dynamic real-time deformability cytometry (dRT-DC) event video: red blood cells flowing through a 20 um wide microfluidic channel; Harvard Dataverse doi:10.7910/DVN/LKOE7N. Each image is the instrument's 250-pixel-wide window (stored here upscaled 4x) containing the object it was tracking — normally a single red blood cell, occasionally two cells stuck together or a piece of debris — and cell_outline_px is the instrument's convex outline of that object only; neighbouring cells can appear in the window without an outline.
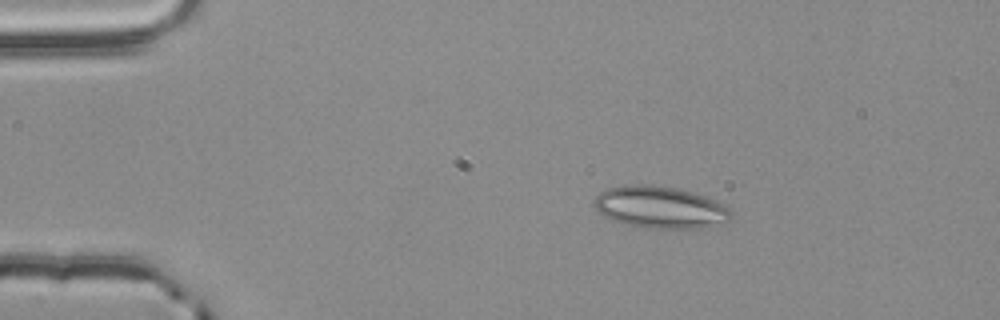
{"species": "common noctule bat (a hibernating species)", "species_latin": "Nyctalus noctula", "temperature_condition": "room temperature", "stored_images_in_passage": 51, "camera_frame_rate_fps": 3000, "um_per_image_px": 0.085, "animal": {"sex": "male", "body_mass_g": 20.4}, "frame": {"image": 1, "passage_image": 6, "time_ms": 1.667, "image_size_px": [1000, 320], "cell_outline_px": [[732, 220], [724, 224], [708, 228], [640, 228], [624, 224], [612, 220], [604, 216], [592, 204], [596, 196], [600, 192], [608, 188], [624, 184], [644, 184], [676, 188], [692, 192], [704, 196], [728, 208], [732, 212]], "centroid_in_image_um": [56.11, 17.64], "position_along_channel_um": 28.9, "area_um2": 33.81}}
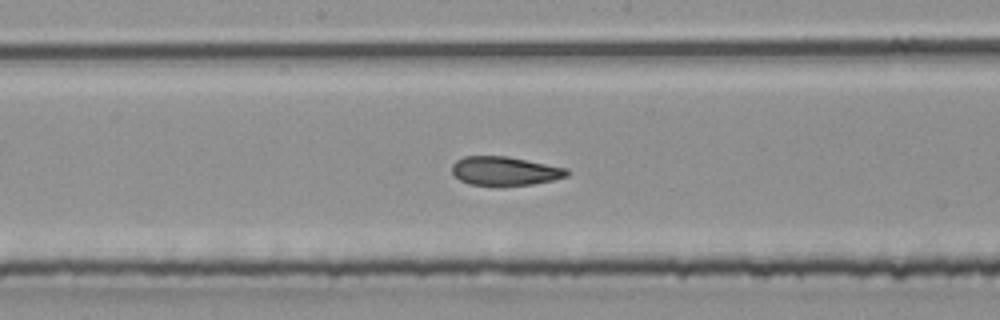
{"frame": {"image": 2, "passage_image": 25, "time_ms": 8.0, "image_size_px": [1000, 320], "cell_outline_px": [[572, 172], [568, 176], [552, 180], [532, 184], [496, 188], [468, 184], [460, 180], [452, 172], [452, 164], [456, 160], [464, 156], [508, 156], [568, 168]], "centroid_in_image_um": [42.92, 14.56], "position_along_channel_um": 205.3, "area_um2": 20.06}}
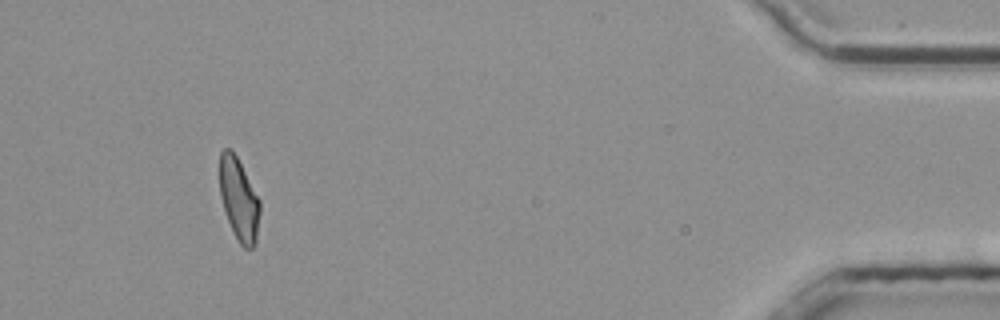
{"frame": {"image": 3, "passage_image": 47, "time_ms": 15.333, "image_size_px": [1000, 320], "cell_outline_px": [[260, 212], [256, 244], [252, 248], [244, 248], [240, 244], [228, 220], [220, 196], [220, 152], [224, 148], [228, 148], [236, 156], [260, 200]], "centroid_in_image_um": [20.32, 16.96], "position_along_channel_um": 414.9, "area_um2": 19.02}, "authors_computed_cell_mechanics": {"area_um2": 20.23, "velocity_mm_per_s": 3.8231, "shape_relaxation_time_tau1_ms": null, "shape_relaxation_time_tau2_ms": 2.492, "deformation_change_tau1": null, "deformation_change_tau2": 0.1075}}